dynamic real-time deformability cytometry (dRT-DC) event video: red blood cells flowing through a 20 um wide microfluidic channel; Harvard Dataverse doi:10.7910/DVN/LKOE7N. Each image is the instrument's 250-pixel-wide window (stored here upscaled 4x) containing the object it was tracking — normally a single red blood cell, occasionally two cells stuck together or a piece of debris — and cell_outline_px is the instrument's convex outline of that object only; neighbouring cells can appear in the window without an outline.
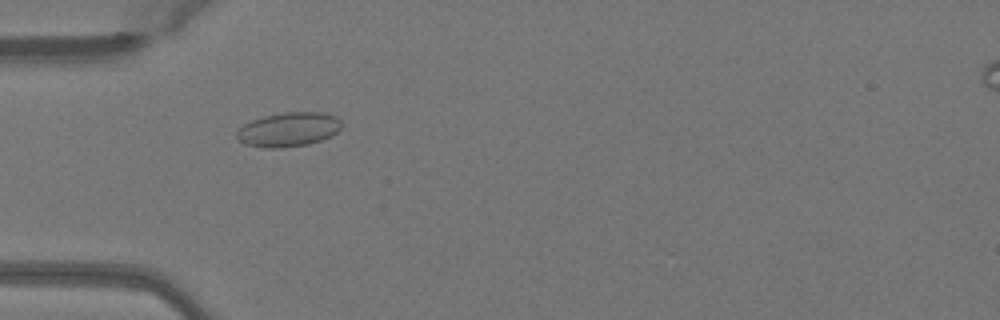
{"species": "Egyptian fruit bat (a non-hibernating species)", "species_latin": "Rousettus aegyptiacus", "temperature_condition": "warm", "stored_images_in_passage": 51, "camera_frame_rate_fps": 3000, "um_per_image_px": 0.085, "animal": {"sex": "female"}, "frame": {"image": 1, "passage_image": 16, "time_ms": 5.0, "image_size_px": [1000, 320], "cell_outline_px": [[340, 128], [336, 132], [320, 140], [308, 144], [280, 148], [264, 148], [244, 144], [236, 140], [236, 132], [244, 124], [252, 120], [264, 116], [284, 112], [328, 112], [336, 116], [340, 120]], "centroid_in_image_um": [24.49, 11.0], "position_along_channel_um": 60.5, "area_um2": 20.98}}
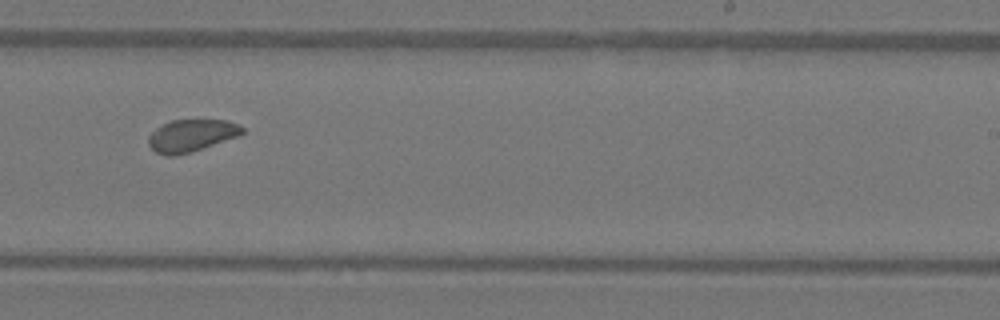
{"frame": {"image": 2, "passage_image": 32, "time_ms": 10.333, "image_size_px": [1000, 320], "cell_outline_px": [[244, 132], [240, 136], [192, 152], [176, 156], [168, 156], [156, 152], [148, 144], [148, 136], [156, 128], [172, 120], [224, 120], [236, 124], [244, 128]], "centroid_in_image_um": [16.27, 11.54], "position_along_channel_um": 272.7, "area_um2": 17.63}}
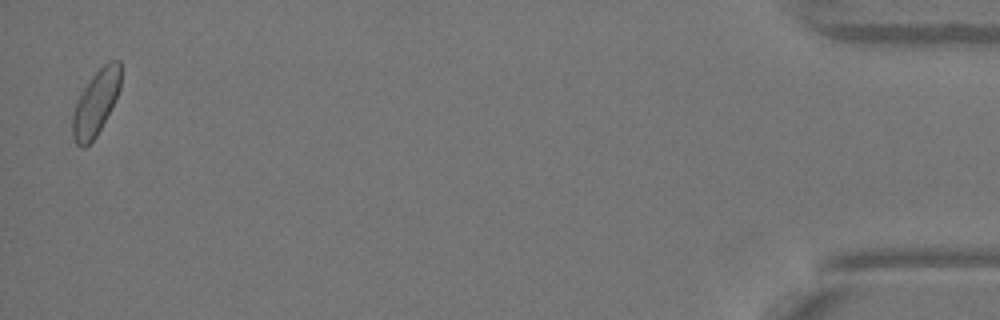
{"frame": {"image": 3, "passage_image": 50, "time_ms": 16.333, "image_size_px": [1000, 320], "cell_outline_px": [[120, 88], [96, 136], [84, 148], [80, 148], [76, 144], [72, 136], [72, 116], [76, 100], [80, 92], [88, 80], [108, 60], [120, 60]], "centroid_in_image_um": [8.1, 8.73], "position_along_channel_um": 427.1, "area_um2": 18.09}}